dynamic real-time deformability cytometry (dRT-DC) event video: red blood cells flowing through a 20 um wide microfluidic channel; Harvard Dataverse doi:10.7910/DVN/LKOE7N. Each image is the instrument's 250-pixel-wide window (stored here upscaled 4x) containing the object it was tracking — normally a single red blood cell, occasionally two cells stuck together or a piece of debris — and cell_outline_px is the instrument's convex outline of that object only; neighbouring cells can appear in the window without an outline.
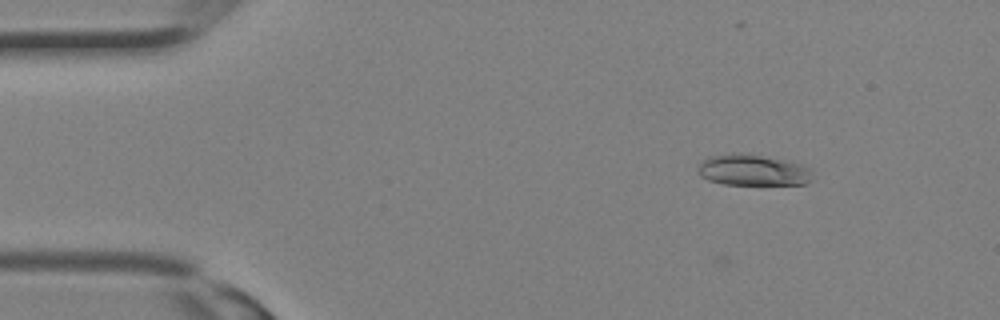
{"species": "Egyptian fruit bat (a non-hibernating species)", "species_latin": "Rousettus aegyptiacus", "temperature_condition": "room temperature", "stored_images_in_passage": 14, "camera_frame_rate_fps": 3000, "um_per_image_px": 0.085, "animal": {"sex": "female"}, "frame": {"image": 1, "passage_image": 1, "time_ms": 0.0, "image_size_px": [1000, 320], "cell_outline_px": [[812, 180], [804, 184], [724, 184], [708, 180], [700, 176], [700, 160], [708, 156], [732, 152], [788, 160], [812, 168]], "centroid_in_image_um": [64.01, 14.45], "position_along_channel_um": 21.0, "area_um2": 20.81}}
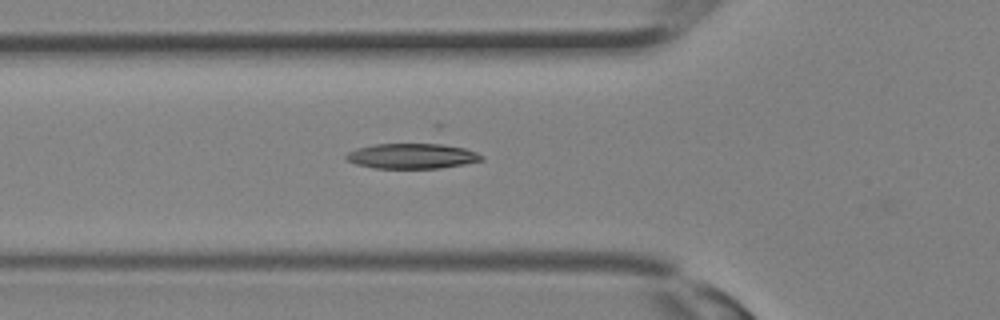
{"frame": {"image": 2, "passage_image": 8, "time_ms": 2.333, "image_size_px": [1000, 320], "cell_outline_px": [[484, 160], [464, 164], [440, 168], [372, 168], [356, 164], [348, 160], [344, 156], [348, 152], [356, 148], [372, 144], [440, 144], [464, 148], [476, 152], [484, 156]], "centroid_in_image_um": [35.01, 13.26], "position_along_channel_um": 90.8, "area_um2": 19.88}}
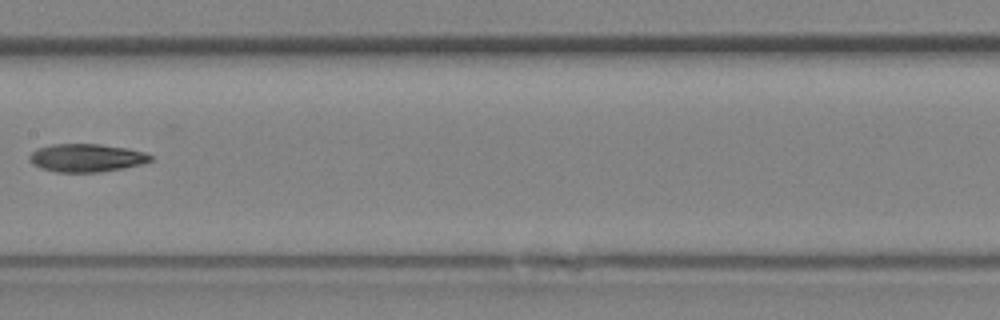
{"frame": {"image": 3, "passage_image": 13, "time_ms": 4.0, "image_size_px": [1000, 320], "cell_outline_px": [[152, 160], [140, 164], [124, 168], [100, 172], [56, 172], [40, 168], [32, 164], [28, 160], [28, 156], [36, 148], [52, 144], [100, 144], [128, 148], [144, 152], [152, 156]], "centroid_in_image_um": [7.31, 13.41], "position_along_channel_um": 200.1, "area_um2": 19.94}}